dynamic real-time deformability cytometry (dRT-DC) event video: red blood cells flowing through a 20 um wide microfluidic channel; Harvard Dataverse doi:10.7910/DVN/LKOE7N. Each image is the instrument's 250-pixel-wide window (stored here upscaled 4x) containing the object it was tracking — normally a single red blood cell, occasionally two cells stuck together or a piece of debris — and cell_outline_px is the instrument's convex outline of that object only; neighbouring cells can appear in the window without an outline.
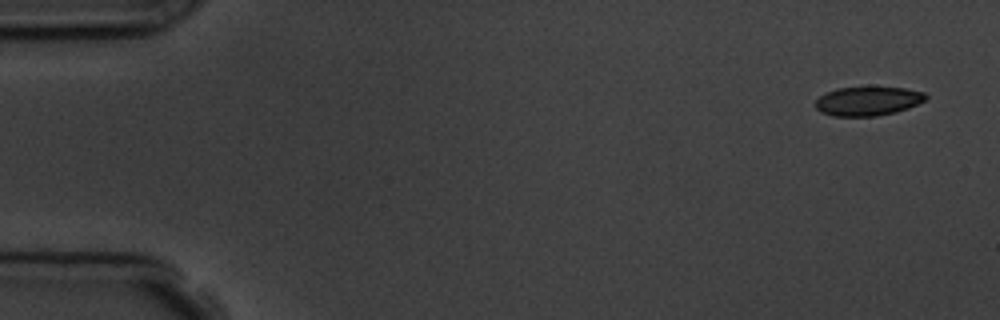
{"species": "common noctule bat (a hibernating species)", "species_latin": "Nyctalus noctula", "temperature_condition": "room temperature", "stored_images_in_passage": 5, "segment_of_instrument_passage": [2, 2], "camera_frame_rate_fps": 3000, "um_per_image_px": 0.085, "animal": {"sex": "male", "body_mass_g": 19.5, "forearm_length_mm": 54.6}, "frame": {"image": 1, "passage_image": 5, "time_ms": 5.333, "image_size_px": [1000, 320], "cell_outline_px": [[928, 96], [924, 100], [908, 108], [896, 112], [876, 116], [832, 116], [820, 112], [816, 108], [816, 100], [820, 96], [836, 88], [904, 88], [924, 92]], "centroid_in_image_um": [73.76, 8.61], "position_along_channel_um": 11.2, "area_um2": 18.38}}